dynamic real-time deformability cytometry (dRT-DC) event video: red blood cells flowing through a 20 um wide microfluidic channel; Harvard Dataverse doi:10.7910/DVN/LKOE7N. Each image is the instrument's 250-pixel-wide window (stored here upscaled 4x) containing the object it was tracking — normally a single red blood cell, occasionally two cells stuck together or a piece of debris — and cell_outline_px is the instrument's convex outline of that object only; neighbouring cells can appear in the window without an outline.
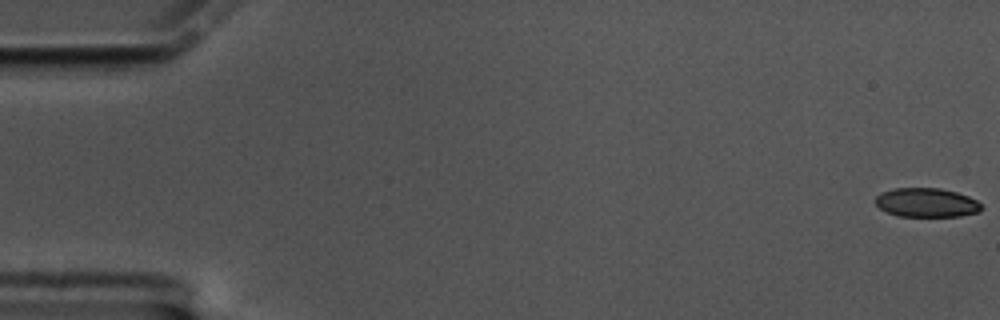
{"species": "common noctule bat (a hibernating species)", "species_latin": "Nyctalus noctula", "temperature_condition": "cold", "stored_images_in_passage": 13, "camera_frame_rate_fps": 3000, "um_per_image_px": 0.085, "animal": {"sex": "male", "body_mass_g": 17.5, "forearm_length_mm": 52.3}, "frame": {"image": 1, "passage_image": 1, "time_ms": 0.0, "image_size_px": [1000, 320], "cell_outline_px": [[984, 208], [980, 212], [960, 216], [900, 216], [888, 212], [880, 208], [876, 204], [876, 196], [880, 192], [892, 188], [940, 188], [956, 192], [968, 196], [976, 200]], "centroid_in_image_um": [78.77, 17.21], "position_along_channel_um": 6.2, "area_um2": 17.98}}